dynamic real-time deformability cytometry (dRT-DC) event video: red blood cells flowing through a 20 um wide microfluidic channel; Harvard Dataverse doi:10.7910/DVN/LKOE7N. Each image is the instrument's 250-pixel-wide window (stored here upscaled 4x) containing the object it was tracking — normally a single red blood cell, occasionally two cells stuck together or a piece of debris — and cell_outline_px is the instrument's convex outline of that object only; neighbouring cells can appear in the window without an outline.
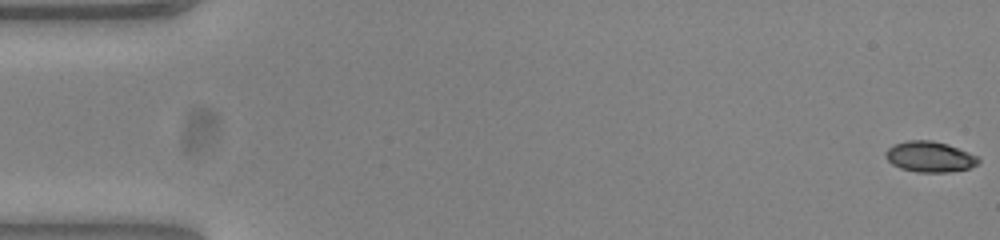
{"species": "common noctule bat (a hibernating species)", "species_latin": "Nyctalus noctula", "temperature_condition": "warm", "stored_images_in_passage": 54, "camera_frame_rate_fps": 3000, "um_per_image_px": 0.085, "animal": {"sex": "female", "body_mass_g": 23.0, "forearm_length_mm": 53.4}, "frame": {"image": 1, "passage_image": 1, "time_ms": 0.0, "image_size_px": [1000, 240], "cell_outline_px": [[980, 160], [976, 164], [968, 168], [948, 172], [916, 172], [900, 168], [892, 164], [884, 156], [884, 152], [888, 148], [896, 144], [908, 140], [932, 140], [948, 144], [968, 152], [976, 156]], "centroid_in_image_um": [78.99, 13.32], "position_along_channel_um": 6.0, "area_um2": 16.47}}
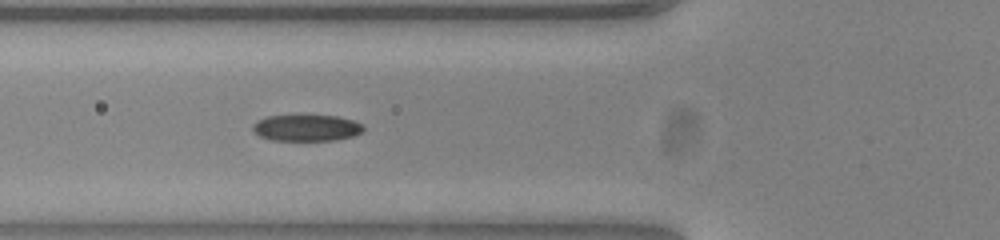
{"frame": {"image": 2, "passage_image": 20, "time_ms": 6.333, "image_size_px": [1000, 240], "cell_outline_px": [[364, 128], [360, 132], [352, 136], [336, 140], [272, 140], [260, 136], [252, 128], [252, 124], [268, 116], [300, 112], [340, 116], [364, 124]], "centroid_in_image_um": [26.06, 10.8], "position_along_channel_um": 99.7, "area_um2": 17.8}}
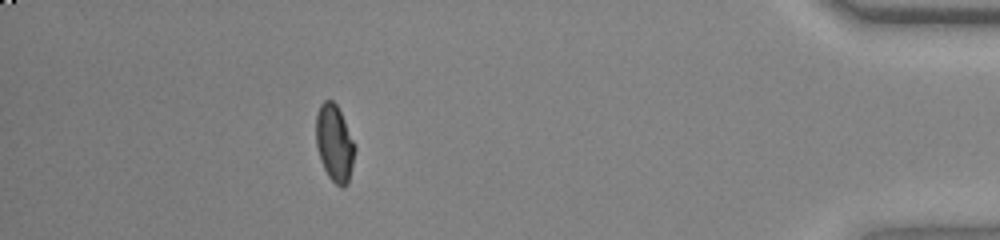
{"frame": {"image": 3, "passage_image": 48, "time_ms": 15.667, "image_size_px": [1000, 240], "cell_outline_px": [[356, 148], [348, 184], [344, 188], [340, 188], [328, 176], [320, 160], [316, 144], [316, 116], [320, 104], [324, 100], [332, 100], [336, 104], [344, 120]], "centroid_in_image_um": [28.42, 12.2], "position_along_channel_um": 406.8, "area_um2": 17.34}, "authors_computed_cell_mechanics": {"area_um2": 17.3978, "velocity_mm_per_s": 3.8751, "shape_relaxation_time_tau1_ms": 9.3936, "shape_relaxation_time_tau2_ms": 1.7069, "deformation_change_tau1": 0.2254, "deformation_change_tau2": 0.0533}}